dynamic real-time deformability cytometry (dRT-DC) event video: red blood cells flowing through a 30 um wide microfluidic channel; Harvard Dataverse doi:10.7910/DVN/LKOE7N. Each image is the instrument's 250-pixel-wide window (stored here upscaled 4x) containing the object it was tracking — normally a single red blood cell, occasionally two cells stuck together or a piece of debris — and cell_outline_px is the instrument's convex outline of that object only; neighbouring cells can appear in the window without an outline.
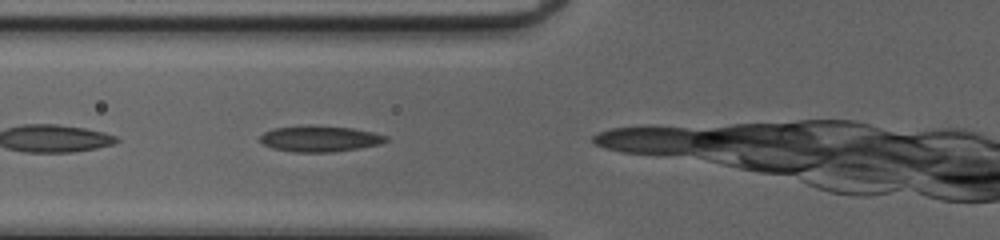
{"species": "common noctule bat (a hibernating species)", "species_latin": "Nyctalus noctula", "temperature_condition": "cold", "stored_images_in_passage": 5, "camera_frame_rate_fps": 3000, "um_per_image_px": 0.085, "animal": {"sex": "female", "body_mass_g": 20.0, "forearm_length_mm": 54.0}, "frame": {"image": 1, "passage_image": 3, "time_ms": 0.667, "image_size_px": [1000, 240], "cell_outline_px": [[388, 140], [380, 144], [360, 148], [332, 152], [292, 152], [272, 148], [264, 144], [260, 140], [260, 136], [264, 132], [272, 128], [308, 124], [312, 124], [352, 128], [372, 132], [388, 136]], "centroid_in_image_um": [27.17, 11.78], "position_along_channel_um": 98.6, "area_um2": 19.36}}